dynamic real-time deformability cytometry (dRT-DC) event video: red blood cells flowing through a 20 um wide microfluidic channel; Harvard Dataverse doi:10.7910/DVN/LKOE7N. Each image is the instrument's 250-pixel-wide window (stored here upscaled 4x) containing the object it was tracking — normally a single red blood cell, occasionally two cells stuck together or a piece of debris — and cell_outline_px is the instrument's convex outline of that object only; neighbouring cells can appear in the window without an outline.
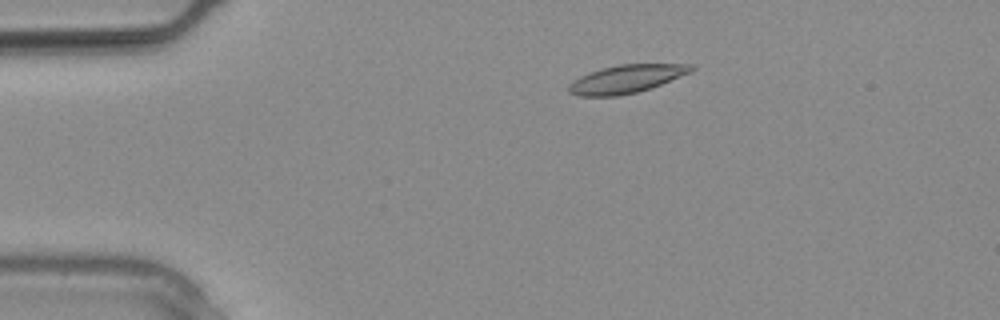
{"species": "common noctule bat (a hibernating species)", "species_latin": "Nyctalus noctula", "temperature_condition": "warm", "stored_images_in_passage": 26, "camera_frame_rate_fps": 3000, "um_per_image_px": 0.085, "animal": {"sex": "male", "body_mass_g": 20.4}, "frame": {"image": 1, "passage_image": 5, "time_ms": 1.333, "image_size_px": [1000, 320], "cell_outline_px": [[696, 68], [692, 72], [652, 88], [620, 96], [576, 96], [568, 92], [568, 84], [572, 80], [580, 76], [604, 68], [620, 64], [692, 64]], "centroid_in_image_um": [53.25, 6.72], "position_along_channel_um": 31.7, "area_um2": 20.17}}